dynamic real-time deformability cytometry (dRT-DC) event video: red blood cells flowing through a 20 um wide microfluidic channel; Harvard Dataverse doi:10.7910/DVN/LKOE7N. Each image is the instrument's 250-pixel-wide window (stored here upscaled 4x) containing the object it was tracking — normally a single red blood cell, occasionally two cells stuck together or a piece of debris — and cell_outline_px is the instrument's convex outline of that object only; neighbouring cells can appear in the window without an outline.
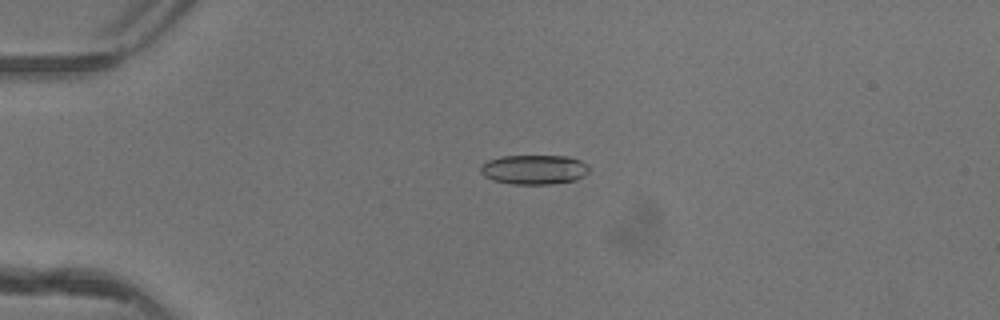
{"species": "common noctule bat (a hibernating species)", "species_latin": "Nyctalus noctula", "temperature_condition": "warm", "stored_images_in_passage": 42, "camera_frame_rate_fps": 3000, "um_per_image_px": 0.085, "animal": {"sex": "female"}, "frame": {"image": 1, "passage_image": 4, "time_ms": 1.0, "image_size_px": [1000, 320], "cell_outline_px": [[588, 172], [584, 176], [576, 180], [548, 184], [512, 184], [492, 180], [484, 176], [480, 172], [480, 168], [488, 160], [500, 156], [568, 156], [580, 160], [588, 164]], "centroid_in_image_um": [45.4, 14.41], "position_along_channel_um": 39.6, "area_um2": 18.73}}
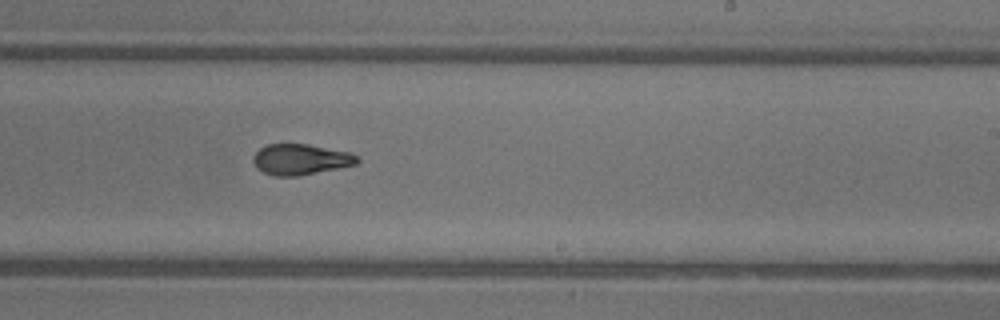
{"frame": {"image": 2, "passage_image": 23, "time_ms": 7.333, "image_size_px": [1000, 320], "cell_outline_px": [[360, 160], [356, 164], [296, 176], [276, 176], [264, 172], [256, 168], [252, 160], [252, 156], [260, 148], [268, 144], [308, 144], [352, 152]], "centroid_in_image_um": [25.53, 13.53], "position_along_channel_um": 263.5, "area_um2": 18.55}}
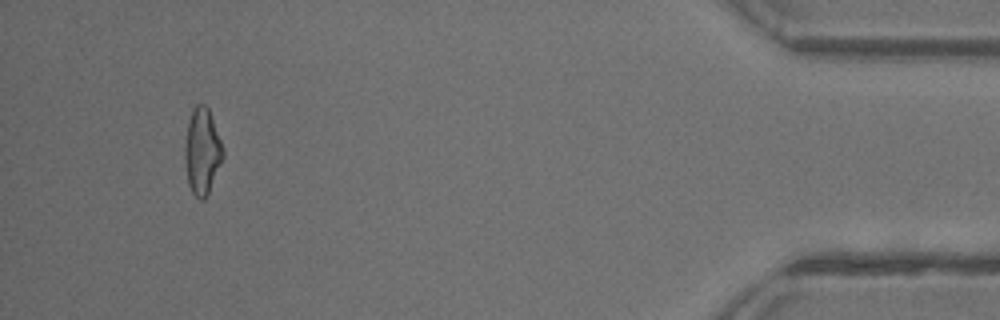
{"frame": {"image": 3, "passage_image": 39, "time_ms": 12.667, "image_size_px": [1000, 320], "cell_outline_px": [[224, 156], [208, 192], [204, 200], [200, 200], [192, 192], [188, 184], [184, 160], [184, 148], [188, 124], [192, 112], [196, 104], [204, 104], [208, 108], [224, 148]], "centroid_in_image_um": [17.18, 12.87], "position_along_channel_um": 418.0, "area_um2": 18.96}, "authors_computed_cell_mechanics": {"area_um2": 18.9584, "velocity_mm_per_s": 4.1743, "shape_relaxation_time_tau1_ms": 4.6332, "shape_relaxation_time_tau2_ms": 1.8344, "deformation_change_tau1": 0.1805, "deformation_change_tau2": 0.0881}}